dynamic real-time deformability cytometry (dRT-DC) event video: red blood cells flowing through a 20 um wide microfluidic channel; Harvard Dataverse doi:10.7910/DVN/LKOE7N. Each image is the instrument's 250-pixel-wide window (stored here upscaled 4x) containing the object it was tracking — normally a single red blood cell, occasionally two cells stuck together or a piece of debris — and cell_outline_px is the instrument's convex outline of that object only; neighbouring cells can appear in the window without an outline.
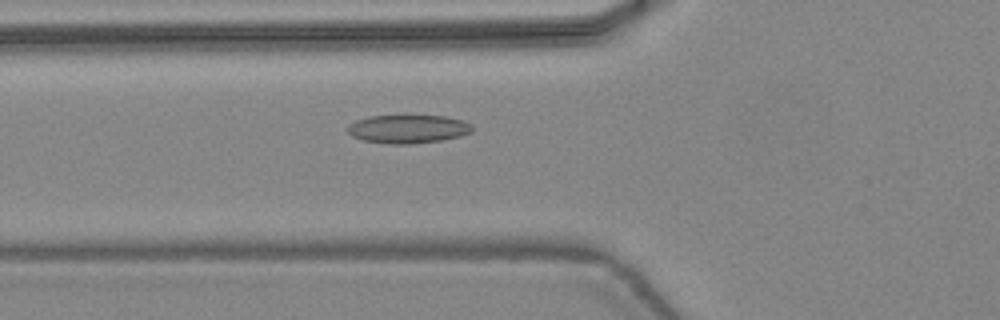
{"species": "common noctule bat (a hibernating species)", "species_latin": "Nyctalus noctula", "temperature_condition": "warm", "stored_images_in_passage": 36, "camera_frame_rate_fps": 3000, "um_per_image_px": 0.085, "animal": {"sex": "female", "body_mass_g": 24.6, "forearm_length_mm": 56.2}, "frame": {"image": 1, "passage_image": 7, "time_ms": 2.0, "image_size_px": [1000, 320], "cell_outline_px": [[472, 132], [460, 136], [440, 140], [412, 144], [392, 144], [364, 140], [352, 136], [348, 132], [348, 124], [356, 120], [368, 116], [404, 112], [444, 116], [460, 120], [472, 124]], "centroid_in_image_um": [34.66, 10.9], "position_along_channel_um": 91.1, "area_um2": 21.56}}
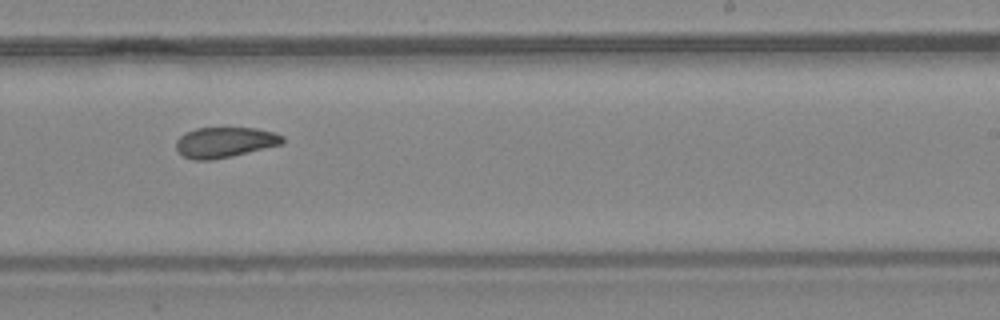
{"frame": {"image": 2, "passage_image": 19, "time_ms": 6.0, "image_size_px": [1000, 320], "cell_outline_px": [[284, 140], [280, 144], [212, 160], [192, 160], [184, 156], [176, 148], [176, 140], [184, 132], [196, 128], [256, 128], [276, 132], [284, 136]], "centroid_in_image_um": [19.08, 12.08], "position_along_channel_um": 269.9, "area_um2": 18.67}}
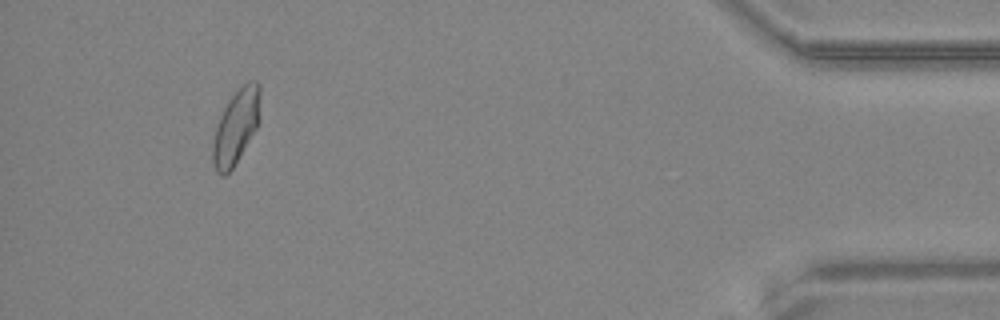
{"frame": {"image": 3, "passage_image": 33, "time_ms": 10.667, "image_size_px": [1000, 320], "cell_outline_px": [[260, 120], [256, 128], [232, 168], [224, 176], [216, 172], [212, 160], [212, 144], [216, 128], [220, 116], [228, 100], [248, 80], [256, 80], [260, 84]], "centroid_in_image_um": [20.07, 10.74], "position_along_channel_um": 415.1, "area_um2": 20.35}, "authors_computed_cell_mechanics": {"area_um2": 20.0566, "velocity_mm_per_s": 4.4544, "shape_relaxation_time_tau1_ms": null, "shape_relaxation_time_tau2_ms": 3.6424, "deformation_change_tau1": null, "deformation_change_tau2": 0.0908}}